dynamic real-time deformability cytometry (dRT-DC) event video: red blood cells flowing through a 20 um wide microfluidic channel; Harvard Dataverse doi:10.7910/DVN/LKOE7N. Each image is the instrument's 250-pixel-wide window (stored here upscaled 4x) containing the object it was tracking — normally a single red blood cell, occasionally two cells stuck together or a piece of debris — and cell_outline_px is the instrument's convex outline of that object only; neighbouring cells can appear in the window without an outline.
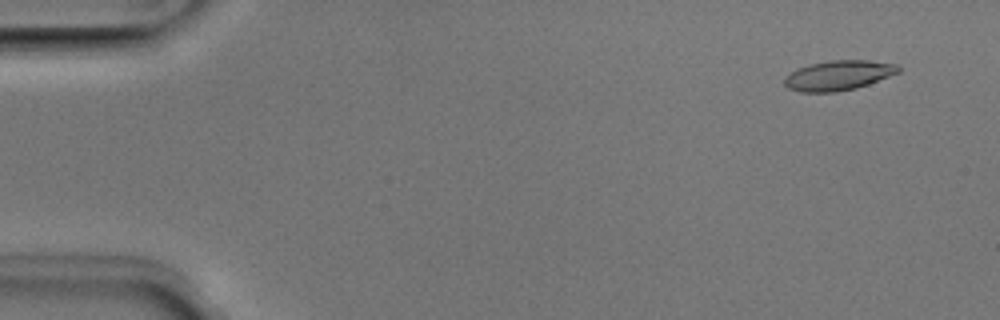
{"species": "Egyptian fruit bat (a non-hibernating species)", "species_latin": "Rousettus aegyptiacus", "temperature_condition": "room temperature", "stored_images_in_passage": 51, "camera_frame_rate_fps": 3000, "um_per_image_px": 0.085, "animal": {"sex": "male"}, "frame": {"image": 1, "passage_image": 4, "time_ms": 1.0, "image_size_px": [1000, 320], "cell_outline_px": [[900, 72], [868, 84], [856, 88], [836, 92], [800, 92], [788, 88], [784, 84], [784, 76], [796, 68], [808, 64], [828, 60], [868, 60], [896, 64], [900, 68]], "centroid_in_image_um": [71.22, 6.4], "position_along_channel_um": 13.8, "area_um2": 20.0}}
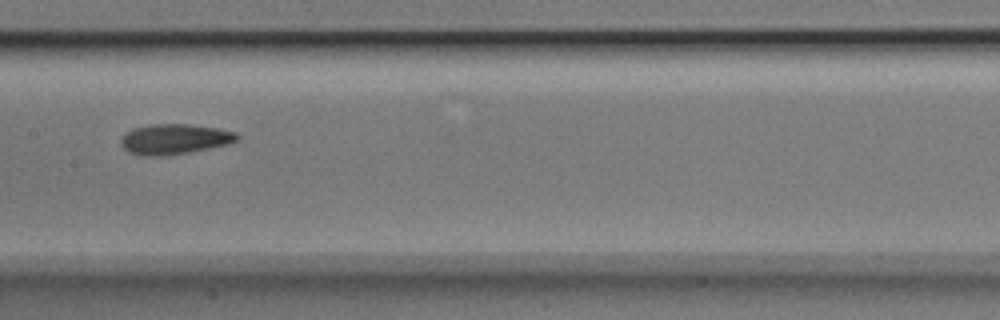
{"frame": {"image": 2, "passage_image": 26, "time_ms": 8.333, "image_size_px": [1000, 320], "cell_outline_px": [[240, 136], [236, 140], [228, 144], [188, 152], [160, 156], [144, 156], [132, 152], [124, 148], [120, 144], [120, 140], [124, 132], [132, 128], [152, 124], [188, 124], [216, 128], [236, 132]], "centroid_in_image_um": [14.8, 11.81], "position_along_channel_um": 192.6, "area_um2": 20.35}}
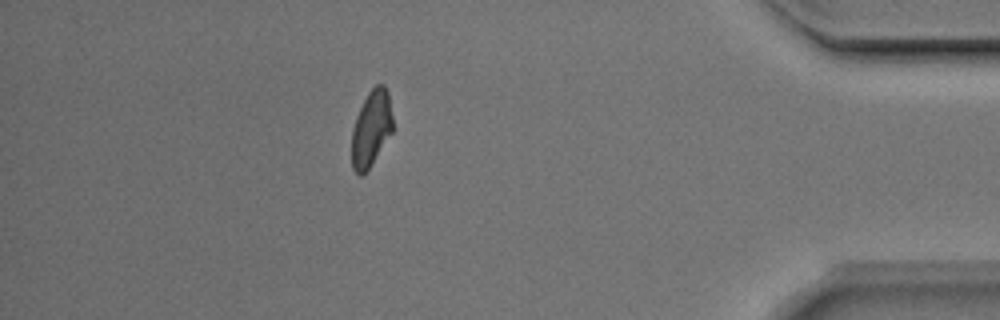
{"frame": {"image": 3, "passage_image": 45, "time_ms": 14.667, "image_size_px": [1000, 320], "cell_outline_px": [[392, 132], [368, 168], [360, 176], [352, 168], [352, 128], [356, 116], [368, 92], [376, 84], [384, 84], [388, 92], [392, 116]], "centroid_in_image_um": [31.55, 10.89], "position_along_channel_um": 403.7, "area_um2": 17.86}, "authors_computed_cell_mechanics": {"area_um2": 19.4786, "velocity_mm_per_s": 4.0193, "shape_relaxation_time_tau1_ms": 3.7433, "shape_relaxation_time_tau2_ms": 5.6719, "deformation_change_tau1": 0.1369, "deformation_change_tau2": 0.1308}}